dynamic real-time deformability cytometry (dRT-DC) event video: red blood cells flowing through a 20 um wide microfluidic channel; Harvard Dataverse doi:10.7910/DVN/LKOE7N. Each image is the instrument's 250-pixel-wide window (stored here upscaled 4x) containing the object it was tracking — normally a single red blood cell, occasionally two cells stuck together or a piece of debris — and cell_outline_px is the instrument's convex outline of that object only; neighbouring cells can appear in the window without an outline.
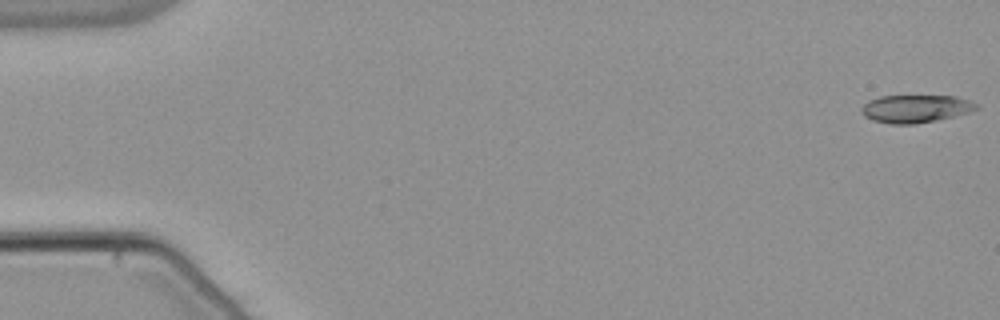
{"species": "common noctule bat (a hibernating species)", "species_latin": "Nyctalus noctula", "temperature_condition": "warm", "stored_images_in_passage": 54, "camera_frame_rate_fps": 3000, "um_per_image_px": 0.085, "animal": {"sex": "male", "body_mass_g": 21.5, "forearm_length_mm": 52.0}, "frame": {"image": 1, "passage_image": 1, "time_ms": 0.0, "image_size_px": [1000, 320], "cell_outline_px": [[980, 108], [968, 112], [952, 116], [912, 124], [892, 124], [872, 120], [864, 116], [860, 112], [860, 108], [868, 100], [880, 96], [956, 96], [980, 104]], "centroid_in_image_um": [77.79, 9.22], "position_along_channel_um": 7.2, "area_um2": 18.5}}
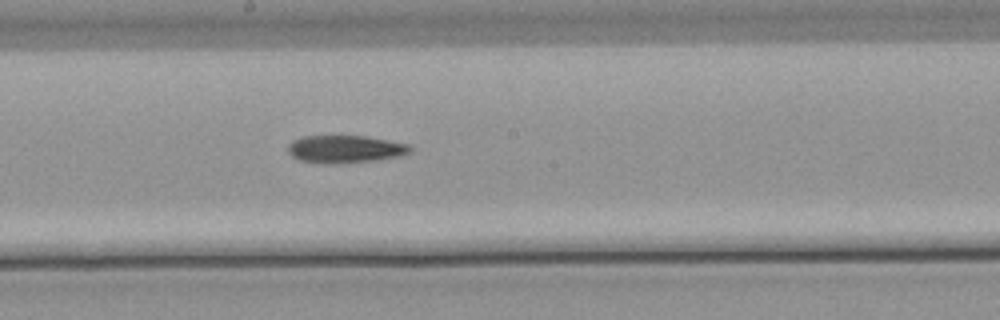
{"frame": {"image": 2, "passage_image": 30, "time_ms": 9.667, "image_size_px": [1000, 320], "cell_outline_px": [[412, 152], [396, 156], [376, 160], [336, 164], [324, 164], [300, 160], [292, 156], [288, 152], [288, 144], [292, 140], [304, 136], [364, 136], [388, 140], [408, 144], [412, 148]], "centroid_in_image_um": [29.31, 12.68], "position_along_channel_um": 218.9, "area_um2": 19.65}}
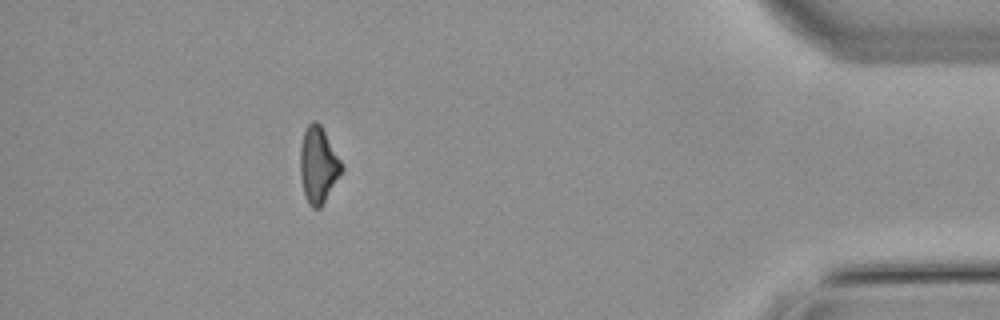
{"frame": {"image": 3, "passage_image": 49, "time_ms": 16.0, "image_size_px": [1000, 320], "cell_outline_px": [[344, 168], [320, 208], [312, 208], [308, 204], [304, 192], [300, 176], [300, 148], [304, 132], [308, 124], [312, 120], [316, 120], [320, 124], [340, 160]], "centroid_in_image_um": [27.03, 14.02], "position_along_channel_um": 408.2, "area_um2": 18.09}, "authors_computed_cell_mechanics": {"area_um2": 19.1896, "velocity_mm_per_s": 3.8121, "shape_relaxation_time_tau1_ms": 8.292, "shape_relaxation_time_tau2_ms": null, "deformation_change_tau1": 0.2015, "deformation_change_tau2": null}}